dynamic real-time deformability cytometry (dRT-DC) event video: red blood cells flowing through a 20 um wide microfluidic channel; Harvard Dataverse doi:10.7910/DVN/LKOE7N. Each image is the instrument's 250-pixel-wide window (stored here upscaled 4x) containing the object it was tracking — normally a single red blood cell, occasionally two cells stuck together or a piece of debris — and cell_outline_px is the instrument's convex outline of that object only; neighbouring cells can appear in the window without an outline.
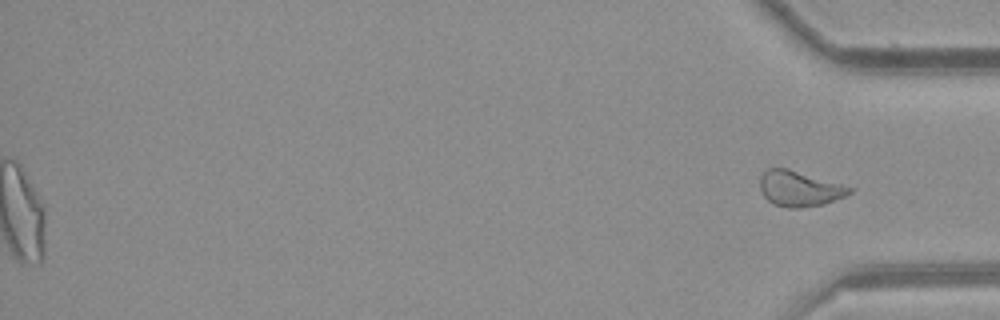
{"species": "common noctule bat (a hibernating species)", "species_latin": "Nyctalus noctula", "temperature_condition": "room temperature", "stored_images_in_passage": 54, "segment_of_instrument_passage": [2, 2], "camera_frame_rate_fps": 3000, "um_per_image_px": 0.085, "animal": {"sex": "female", "body_mass_g": 21.9}, "frame": {"image": 1, "passage_image": 54, "time_ms": 17.667, "image_size_px": [1000, 320], "cell_outline_px": [[852, 192], [844, 196], [824, 204], [800, 208], [788, 208], [776, 204], [768, 200], [764, 196], [760, 188], [760, 176], [768, 168], [788, 168], [840, 184], [852, 188]], "centroid_in_image_um": [67.92, 16.03], "position_along_channel_um": 367.3, "area_um2": 18.21}}